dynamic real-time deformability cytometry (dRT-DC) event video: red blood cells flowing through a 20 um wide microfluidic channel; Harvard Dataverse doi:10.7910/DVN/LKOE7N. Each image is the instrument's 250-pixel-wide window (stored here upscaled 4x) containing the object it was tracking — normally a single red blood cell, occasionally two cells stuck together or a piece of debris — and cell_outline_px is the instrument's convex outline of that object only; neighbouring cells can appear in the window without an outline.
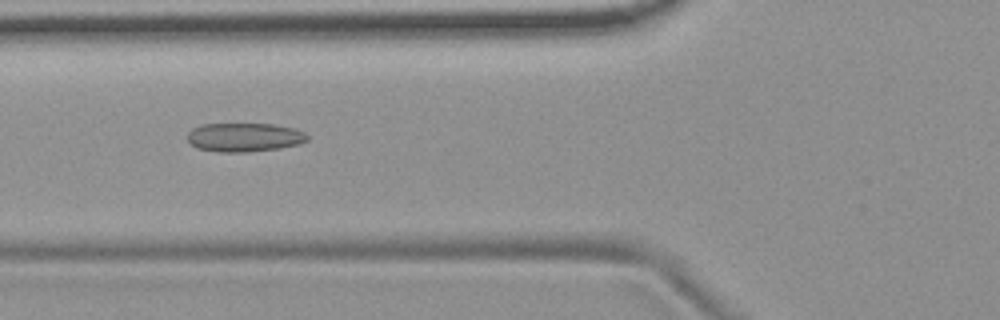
{"species": "common noctule bat (a hibernating species)", "species_latin": "Nyctalus noctula", "temperature_condition": "room temperature", "stored_images_in_passage": 54, "camera_frame_rate_fps": 3000, "um_per_image_px": 0.085, "animal": {"sex": "female", "body_mass_g": 19.9}, "frame": {"image": 1, "passage_image": 20, "time_ms": 6.333, "image_size_px": [1000, 320], "cell_outline_px": [[308, 140], [300, 144], [280, 148], [248, 152], [216, 152], [196, 148], [188, 144], [188, 132], [192, 128], [200, 124], [272, 124], [296, 128], [304, 132], [308, 136]], "centroid_in_image_um": [20.75, 11.67], "position_along_channel_um": 105.1, "area_um2": 20.46}}
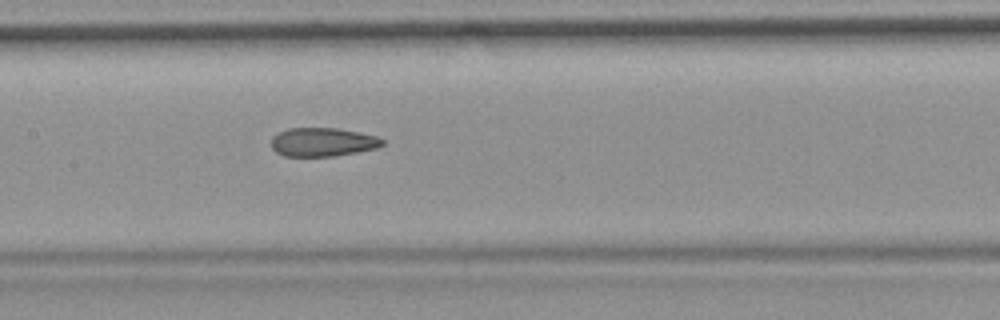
{"frame": {"image": 2, "passage_image": 26, "time_ms": 8.333, "image_size_px": [1000, 320], "cell_outline_px": [[384, 144], [380, 148], [332, 156], [284, 156], [276, 152], [272, 148], [272, 136], [288, 128], [336, 128], [376, 136], [384, 140]], "centroid_in_image_um": [27.43, 12.08], "position_along_channel_um": 180.0, "area_um2": 18.5}}
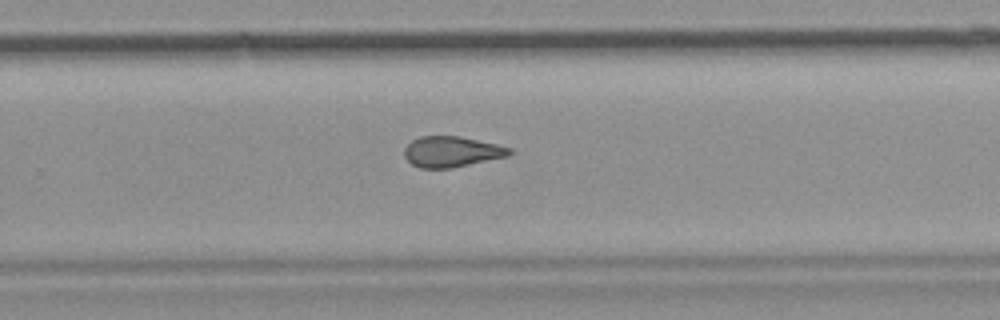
{"frame": {"image": 3, "passage_image": 35, "time_ms": 11.333, "image_size_px": [1000, 320], "cell_outline_px": [[512, 152], [508, 156], [452, 168], [420, 168], [412, 164], [404, 156], [404, 148], [412, 140], [420, 136], [460, 136], [496, 144], [512, 148]], "centroid_in_image_um": [38.38, 12.89], "position_along_channel_um": 291.4, "area_um2": 18.79}, "authors_computed_cell_mechanics": {"area_um2": 19.941, "velocity_mm_per_s": 3.7296, "shape_relaxation_time_tau1_ms": null, "shape_relaxation_time_tau2_ms": 2.3131, "deformation_change_tau1": null, "deformation_change_tau2": 0.1002}}